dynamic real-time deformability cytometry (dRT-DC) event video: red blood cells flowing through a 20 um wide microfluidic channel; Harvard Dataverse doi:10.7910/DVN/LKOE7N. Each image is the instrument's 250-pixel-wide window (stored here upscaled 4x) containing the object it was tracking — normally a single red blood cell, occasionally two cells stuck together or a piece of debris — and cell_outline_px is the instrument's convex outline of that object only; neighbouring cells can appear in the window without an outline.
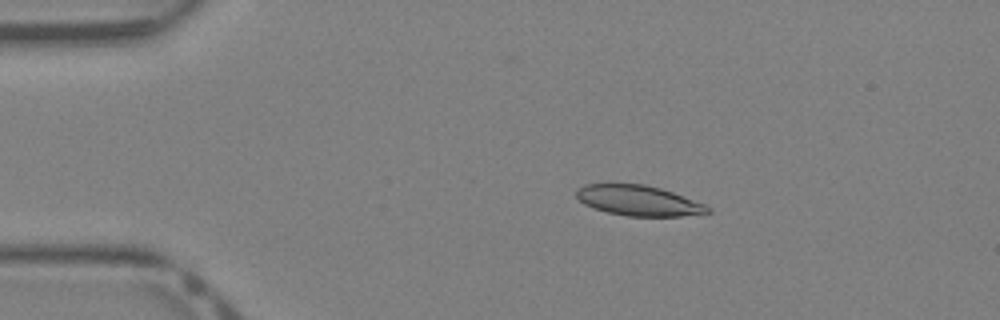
{"species": "Egyptian fruit bat (a non-hibernating species)", "species_latin": "Rousettus aegyptiacus", "temperature_condition": "warm", "stored_images_in_passage": 39, "camera_frame_rate_fps": 3000, "um_per_image_px": 0.085, "animal": {"sex": "female"}, "frame": {"image": 1, "passage_image": 7, "time_ms": 2.0, "image_size_px": [1000, 320], "cell_outline_px": [[712, 212], [680, 216], [628, 216], [608, 212], [592, 208], [584, 204], [576, 196], [576, 188], [584, 184], [608, 180], [644, 184], [660, 188], [672, 192], [704, 204], [712, 208]], "centroid_in_image_um": [54.17, 16.99], "position_along_channel_um": 30.8, "area_um2": 23.99}}
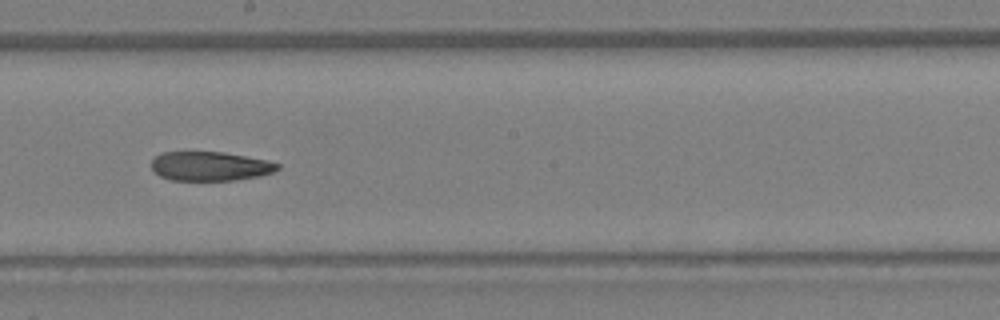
{"frame": {"image": 2, "passage_image": 22, "time_ms": 7.0, "image_size_px": [1000, 320], "cell_outline_px": [[280, 168], [272, 172], [260, 176], [236, 180], [172, 180], [160, 176], [152, 168], [152, 160], [160, 152], [224, 152], [268, 160], [280, 164]], "centroid_in_image_um": [17.88, 14.12], "position_along_channel_um": 230.3, "area_um2": 21.44}}
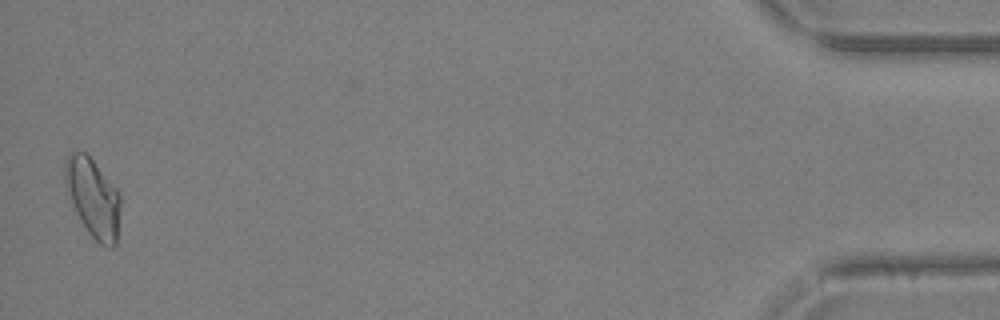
{"frame": {"image": 3, "passage_image": 39, "time_ms": 12.667, "image_size_px": [1000, 320], "cell_outline_px": [[120, 204], [116, 248], [108, 248], [100, 244], [88, 232], [80, 220], [64, 188], [64, 160], [72, 152], [84, 152], [92, 160], [120, 192]], "centroid_in_image_um": [7.89, 16.83], "position_along_channel_um": 427.3, "area_um2": 25.55}}